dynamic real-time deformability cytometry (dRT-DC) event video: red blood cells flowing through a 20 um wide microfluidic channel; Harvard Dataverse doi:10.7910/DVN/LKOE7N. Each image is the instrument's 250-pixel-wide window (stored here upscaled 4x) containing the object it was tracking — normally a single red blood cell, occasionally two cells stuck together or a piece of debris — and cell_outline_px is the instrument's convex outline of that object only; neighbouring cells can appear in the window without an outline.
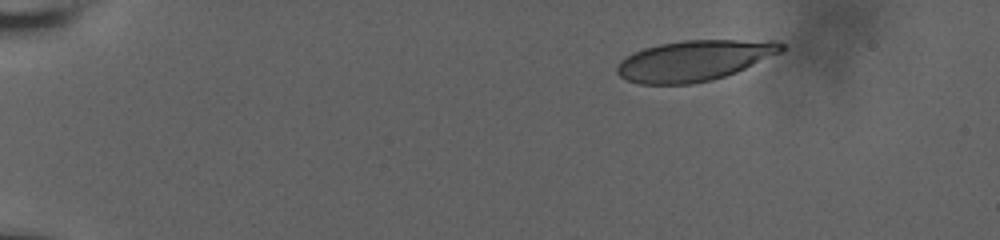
{"species": "human", "species_latin": "Homo sapiens", "temperature_condition": "room temperature", "stored_images_in_passage": 12, "camera_frame_rate_fps": 3000, "um_per_image_px": 0.085, "donor": {"sex": "male"}, "frame": {"image": 1, "passage_image": 1, "time_ms": 0.0, "image_size_px": [1000, 240], "cell_outline_px": [[788, 48], [780, 52], [736, 72], [712, 80], [692, 84], [640, 84], [628, 80], [620, 76], [616, 72], [616, 68], [620, 60], [632, 52], [644, 48], [660, 44], [684, 40], [776, 40], [784, 44]], "centroid_in_image_um": [59.01, 5.14], "position_along_channel_um": 26.0, "area_um2": 38.96}}
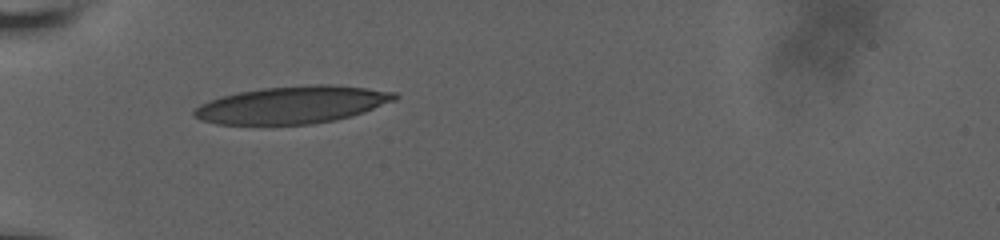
{"frame": {"image": 2, "passage_image": 9, "time_ms": 3.667, "image_size_px": [1000, 240], "cell_outline_px": [[400, 96], [396, 100], [364, 112], [352, 116], [336, 120], [312, 124], [216, 124], [200, 120], [192, 116], [192, 112], [200, 104], [236, 92], [264, 88], [316, 84], [332, 84], [368, 88], [396, 92]], "centroid_in_image_um": [24.88, 8.91], "position_along_channel_um": 60.1, "area_um2": 43.7}}
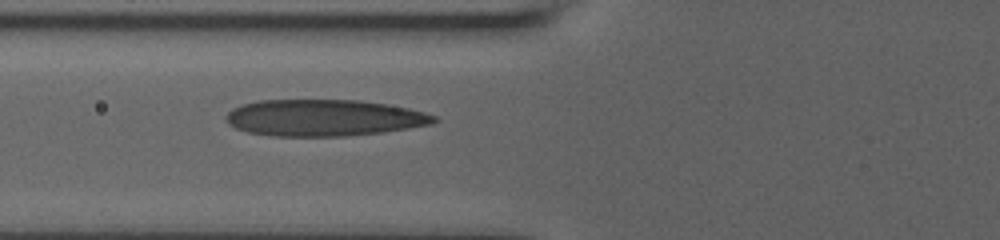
{"frame": {"image": 3, "passage_image": 12, "time_ms": 5.0, "image_size_px": [1000, 240], "cell_outline_px": [[440, 120], [432, 124], [384, 132], [344, 136], [272, 136], [248, 132], [236, 128], [228, 124], [224, 116], [232, 108], [240, 104], [256, 100], [360, 100], [408, 108], [424, 112], [436, 116]], "centroid_in_image_um": [27.5, 10.01], "position_along_channel_um": 98.3, "area_um2": 44.56}}